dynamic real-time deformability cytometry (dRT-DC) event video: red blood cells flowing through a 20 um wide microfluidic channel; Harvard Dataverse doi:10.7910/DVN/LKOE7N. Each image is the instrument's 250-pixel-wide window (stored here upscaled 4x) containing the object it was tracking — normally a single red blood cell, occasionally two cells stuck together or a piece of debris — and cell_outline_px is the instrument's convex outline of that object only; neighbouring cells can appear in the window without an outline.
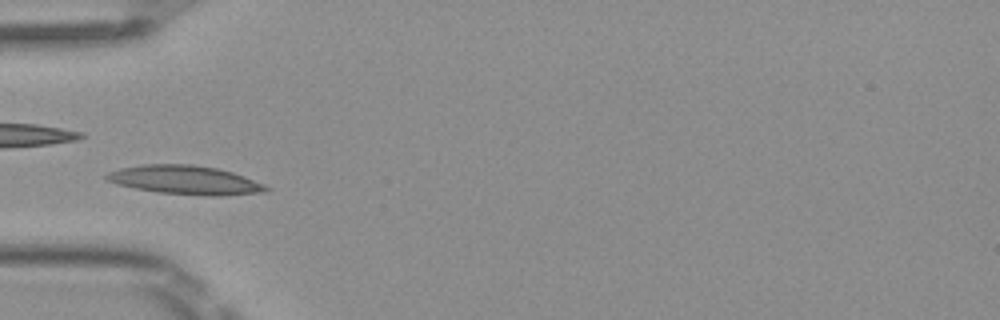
{"species": "Egyptian fruit bat (a non-hibernating species)", "species_latin": "Rousettus aegyptiacus", "temperature_condition": "room temperature", "stored_images_in_passage": 5, "camera_frame_rate_fps": 3000, "um_per_image_px": 0.085, "frame": {"image": 1, "passage_image": 5, "time_ms": 1.333, "image_size_px": [1000, 320], "cell_outline_px": [[272, 188], [268, 192], [220, 196], [204, 196], [160, 192], [136, 188], [116, 184], [104, 180], [104, 176], [108, 172], [120, 168], [144, 164], [192, 164], [216, 168], [232, 172], [244, 176], [264, 184]], "centroid_in_image_um": [15.76, 15.3], "position_along_channel_um": 69.2, "area_um2": 26.99}}